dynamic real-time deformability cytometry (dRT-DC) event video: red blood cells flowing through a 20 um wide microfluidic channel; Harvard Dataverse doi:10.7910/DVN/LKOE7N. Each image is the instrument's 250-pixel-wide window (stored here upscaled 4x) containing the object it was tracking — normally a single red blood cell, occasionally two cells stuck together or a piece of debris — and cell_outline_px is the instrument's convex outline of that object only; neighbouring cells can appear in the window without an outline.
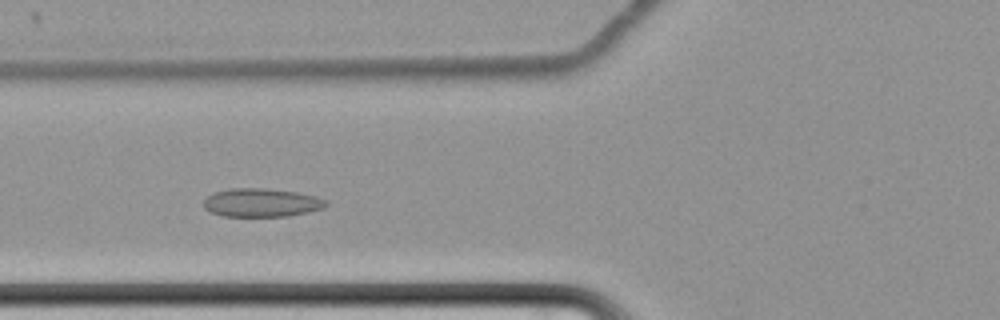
{"species": "common noctule bat (a hibernating species)", "species_latin": "Nyctalus noctula", "temperature_condition": "cold", "stored_images_in_passage": 45, "segment_of_instrument_passage": [1, 2], "camera_frame_rate_fps": 3000, "um_per_image_px": 0.085, "animal": {"sex": "female", "body_mass_g": 22.7, "forearm_length_mm": 54.2}, "frame": {"image": 1, "passage_image": 7, "time_ms": 2.0, "image_size_px": [1000, 320], "cell_outline_px": [[328, 204], [324, 208], [308, 212], [288, 216], [224, 216], [212, 212], [204, 208], [204, 200], [212, 192], [228, 188], [260, 188], [296, 192], [316, 196], [328, 200]], "centroid_in_image_um": [22.24, 17.22], "position_along_channel_um": 103.6, "area_um2": 20.35}}
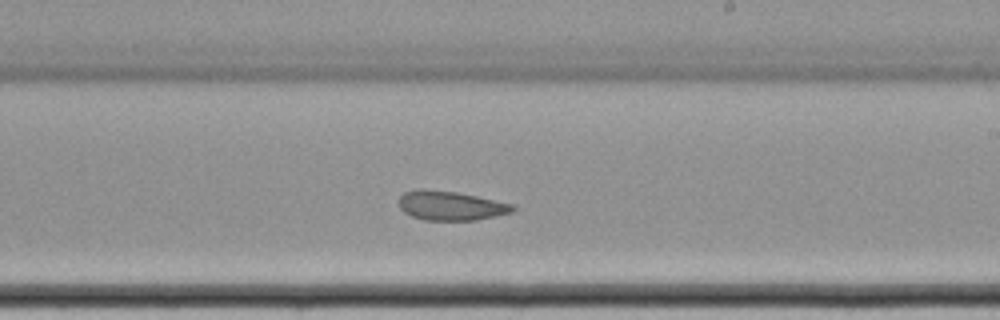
{"frame": {"image": 2, "passage_image": 20, "time_ms": 6.333, "image_size_px": [1000, 320], "cell_outline_px": [[516, 208], [512, 212], [476, 220], [424, 220], [412, 216], [404, 212], [396, 204], [396, 200], [404, 192], [416, 188], [420, 188], [456, 192], [476, 196], [512, 204]], "centroid_in_image_um": [38.22, 17.47], "position_along_channel_um": 250.8, "area_um2": 19.54}}
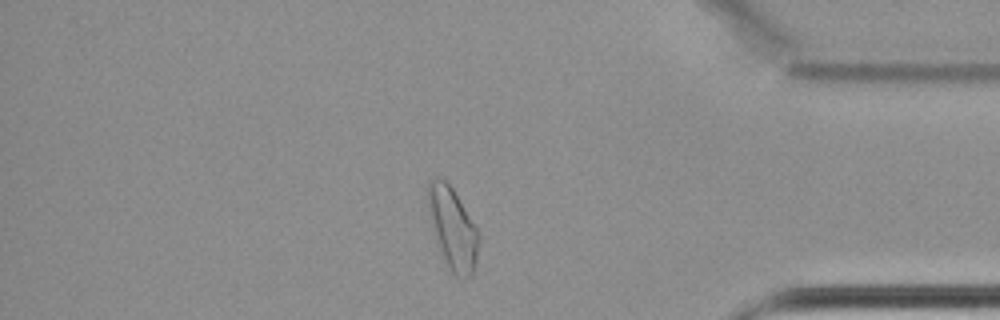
{"frame": {"image": 3, "passage_image": 35, "time_ms": 11.333, "image_size_px": [1000, 320], "cell_outline_px": [[480, 240], [476, 260], [472, 276], [464, 280], [460, 280], [448, 268], [436, 240], [428, 208], [428, 180], [436, 176], [440, 176], [452, 188], [480, 232]], "centroid_in_image_um": [38.5, 19.44], "position_along_channel_um": 396.7, "area_um2": 24.22}}